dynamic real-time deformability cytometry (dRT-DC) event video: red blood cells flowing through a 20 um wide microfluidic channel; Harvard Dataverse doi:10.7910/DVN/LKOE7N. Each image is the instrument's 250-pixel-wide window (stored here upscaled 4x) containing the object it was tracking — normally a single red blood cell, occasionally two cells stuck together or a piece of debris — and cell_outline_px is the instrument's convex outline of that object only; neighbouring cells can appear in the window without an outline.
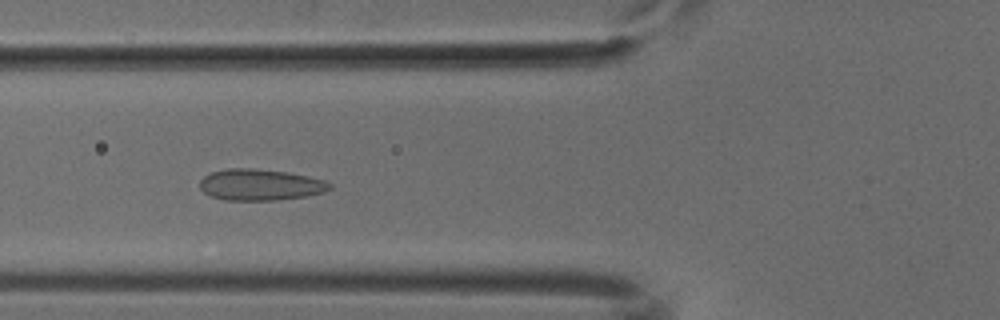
{"species": "common noctule bat (a hibernating species)", "species_latin": "Nyctalus noctula", "temperature_condition": "cold", "stored_images_in_passage": 46, "camera_frame_rate_fps": 3000, "um_per_image_px": 0.085, "animal": {"sex": "male", "body_mass_g": 18.8}, "frame": {"image": 1, "passage_image": 19, "time_ms": 6.0, "image_size_px": [1000, 320], "cell_outline_px": [[332, 188], [324, 192], [308, 196], [280, 200], [224, 200], [212, 196], [204, 192], [200, 188], [200, 180], [204, 176], [212, 172], [228, 168], [252, 168], [288, 172], [308, 176], [324, 180], [332, 184]], "centroid_in_image_um": [22.15, 15.71], "position_along_channel_um": 103.7, "area_um2": 23.81}}
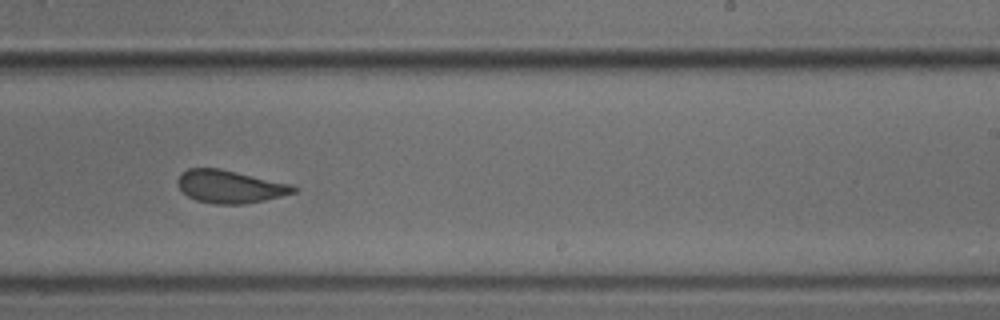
{"frame": {"image": 2, "passage_image": 32, "time_ms": 10.333, "image_size_px": [1000, 320], "cell_outline_px": [[296, 192], [264, 200], [244, 204], [212, 204], [196, 200], [188, 196], [176, 184], [176, 180], [188, 168], [220, 168], [292, 184], [296, 188]], "centroid_in_image_um": [19.53, 15.86], "position_along_channel_um": 269.5, "area_um2": 22.08}}
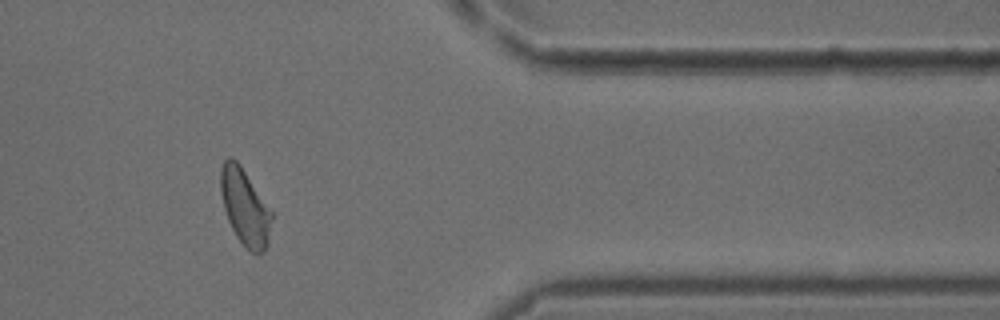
{"frame": {"image": 3, "passage_image": 43, "time_ms": 14.0, "image_size_px": [1000, 320], "cell_outline_px": [[272, 220], [268, 244], [256, 256], [248, 252], [236, 236], [228, 220], [224, 208], [220, 192], [220, 168], [224, 160], [228, 156], [232, 156], [240, 164], [272, 212]], "centroid_in_image_um": [20.8, 17.61], "position_along_channel_um": 390.6, "area_um2": 22.83}}